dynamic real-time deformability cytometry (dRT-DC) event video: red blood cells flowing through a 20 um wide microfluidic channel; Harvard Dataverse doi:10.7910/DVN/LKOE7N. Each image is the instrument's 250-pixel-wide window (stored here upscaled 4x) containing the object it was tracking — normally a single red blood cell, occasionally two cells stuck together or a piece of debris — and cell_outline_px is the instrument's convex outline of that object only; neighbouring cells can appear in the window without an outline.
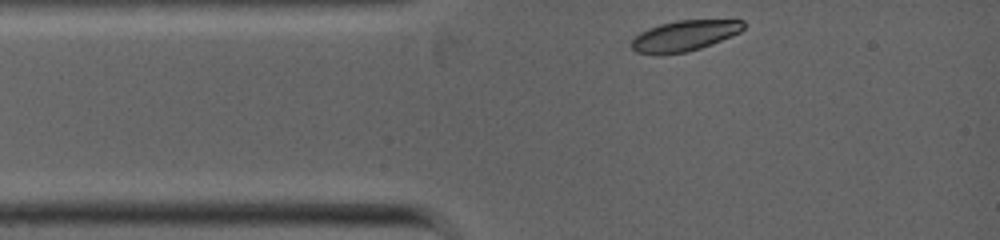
{"species": "common noctule bat (a hibernating species)", "species_latin": "Nyctalus noctula", "temperature_condition": "warm", "stored_images_in_passage": 9, "camera_frame_rate_fps": 5000, "um_per_image_px": 0.085, "animal": {"sex": "female", "body_mass_g": 19.0, "forearm_length_mm": 53.3}, "frame": {"image": 1, "passage_image": 1, "time_ms": 0.0, "image_size_px": [1000, 240], "cell_outline_px": [[744, 28], [740, 32], [732, 36], [700, 48], [684, 52], [636, 52], [632, 48], [632, 40], [640, 32], [648, 28], [660, 24], [676, 20], [744, 20]], "centroid_in_image_um": [58.23, 2.99], "position_along_channel_um": 26.8, "area_um2": 19.36}}
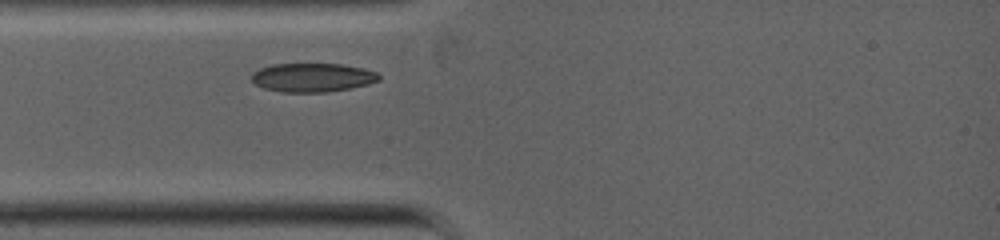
{"frame": {"image": 2, "passage_image": 7, "time_ms": 1.0, "image_size_px": [1000, 240], "cell_outline_px": [[380, 80], [368, 84], [328, 92], [280, 92], [264, 88], [256, 84], [252, 80], [252, 72], [260, 68], [272, 64], [340, 64], [364, 68], [376, 72], [380, 76]], "centroid_in_image_um": [26.55, 6.58], "position_along_channel_um": 58.4, "area_um2": 21.33}}